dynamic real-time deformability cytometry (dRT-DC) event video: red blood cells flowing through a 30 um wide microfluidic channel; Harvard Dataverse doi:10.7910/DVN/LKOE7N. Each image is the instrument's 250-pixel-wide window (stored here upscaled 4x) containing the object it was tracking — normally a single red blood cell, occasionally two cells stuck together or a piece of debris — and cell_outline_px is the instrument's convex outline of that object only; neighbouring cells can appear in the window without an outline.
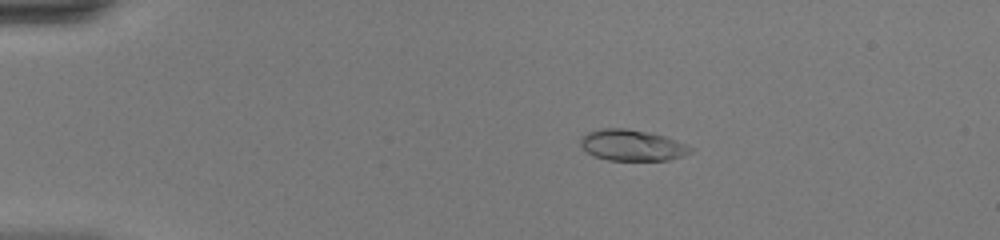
{"species": "common noctule bat (a hibernating species)", "species_latin": "Nyctalus noctula", "temperature_condition": "warm", "stored_images_in_passage": 11, "camera_frame_rate_fps": 3000, "um_per_image_px": 0.085, "animal": {"sex": "female", "body_mass_g": 20.0, "forearm_length_mm": 54.0}, "frame": {"image": 1, "passage_image": 4, "time_ms": 1.0, "image_size_px": [1000, 240], "cell_outline_px": [[696, 148], [692, 152], [684, 156], [668, 160], [608, 160], [596, 156], [588, 152], [580, 144], [580, 136], [588, 132], [604, 128], [628, 128], [648, 132], [664, 136]], "centroid_in_image_um": [53.76, 12.34], "position_along_channel_um": 31.2, "area_um2": 19.94}}
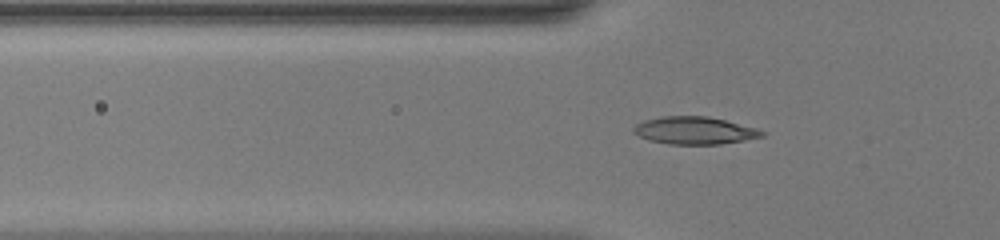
{"frame": {"image": 2, "passage_image": 11, "time_ms": 3.333, "image_size_px": [1000, 240], "cell_outline_px": [[768, 132], [764, 136], [744, 140], [720, 144], [668, 144], [648, 140], [632, 132], [632, 128], [636, 124], [644, 120], [660, 116], [708, 116], [756, 128]], "centroid_in_image_um": [59.02, 11.09], "position_along_channel_um": 66.8, "area_um2": 20.63}}